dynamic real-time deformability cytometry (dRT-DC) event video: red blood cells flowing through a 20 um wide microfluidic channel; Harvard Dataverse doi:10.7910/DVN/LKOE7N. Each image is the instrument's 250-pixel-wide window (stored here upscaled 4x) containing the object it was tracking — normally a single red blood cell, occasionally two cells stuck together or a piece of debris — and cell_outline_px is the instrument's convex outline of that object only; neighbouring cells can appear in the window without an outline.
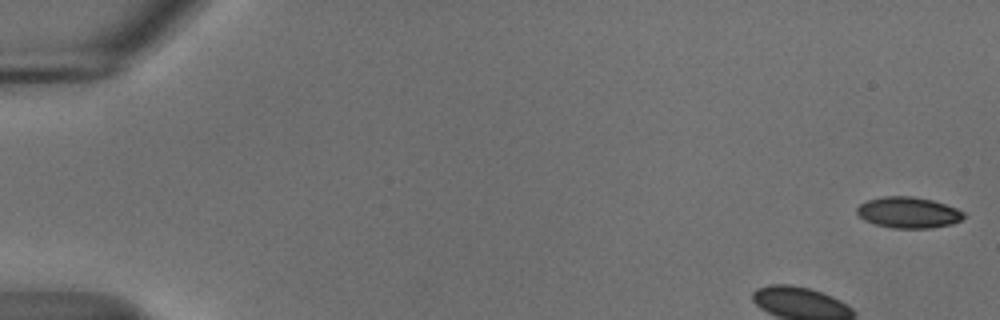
{"species": "common noctule bat (a hibernating species)", "species_latin": "Nyctalus noctula", "temperature_condition": "cold", "stored_images_in_passage": 14, "camera_frame_rate_fps": 3000, "um_per_image_px": 0.085, "animal": {"sex": "male", "body_mass_g": 18.8}, "frame": {"image": 1, "passage_image": 1, "time_ms": 0.0, "image_size_px": [1000, 320], "cell_outline_px": [[964, 216], [960, 220], [952, 224], [932, 228], [892, 228], [876, 224], [864, 220], [856, 212], [856, 208], [860, 204], [868, 200], [884, 196], [912, 196], [932, 200], [956, 208], [964, 212]], "centroid_in_image_um": [77.2, 18.06], "position_along_channel_um": 7.8, "area_um2": 19.25}}